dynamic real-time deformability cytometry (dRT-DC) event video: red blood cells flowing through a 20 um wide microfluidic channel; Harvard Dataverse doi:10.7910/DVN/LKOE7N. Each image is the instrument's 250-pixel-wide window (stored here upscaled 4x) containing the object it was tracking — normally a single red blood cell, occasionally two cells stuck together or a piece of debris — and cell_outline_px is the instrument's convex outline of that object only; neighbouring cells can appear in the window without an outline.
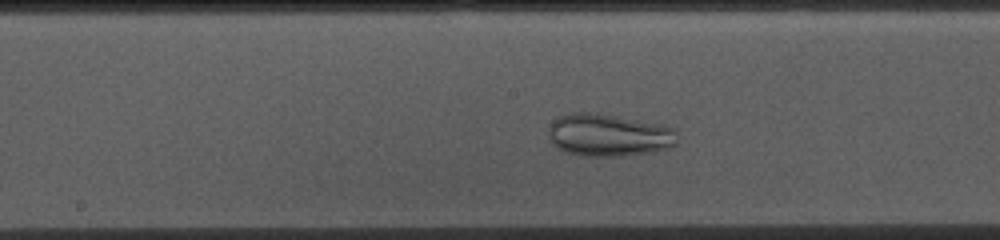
{"species": "common noctule bat (a hibernating species)", "species_latin": "Nyctalus noctula", "temperature_condition": "cold", "stored_images_in_passage": 42, "camera_frame_rate_fps": 3000, "um_per_image_px": 0.085, "animal": {"sex": "female", "body_mass_g": 10.0, "forearm_length_mm": 53.1}, "frame": {"image": 1, "passage_image": 23, "time_ms": 7.333, "image_size_px": [1000, 240], "cell_outline_px": [[676, 144], [668, 148], [652, 152], [624, 156], [576, 156], [564, 152], [556, 148], [552, 144], [548, 136], [548, 128], [552, 120], [560, 116], [572, 112], [596, 112], [660, 124], [672, 128], [676, 140]], "centroid_in_image_um": [51.65, 11.49], "position_along_channel_um": 196.5, "area_um2": 32.25}}
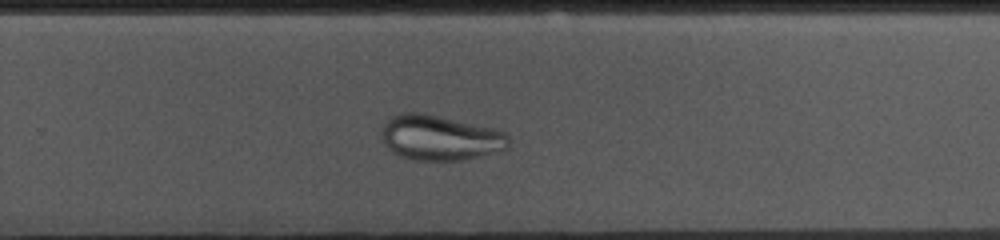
{"frame": {"image": 2, "passage_image": 31, "time_ms": 10.0, "image_size_px": [1000, 240], "cell_outline_px": [[508, 148], [464, 160], [412, 160], [392, 152], [388, 148], [384, 140], [384, 124], [392, 116], [404, 112], [420, 112], [440, 116], [492, 128], [504, 132], [508, 136]], "centroid_in_image_um": [37.41, 11.71], "position_along_channel_um": 292.4, "area_um2": 32.89}}
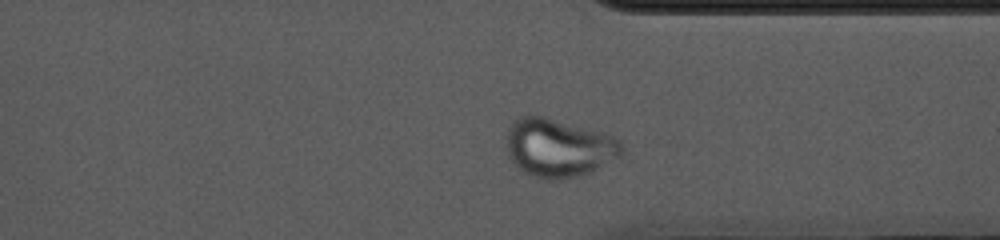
{"frame": {"image": 3, "passage_image": 37, "time_ms": 12.0, "image_size_px": [1000, 240], "cell_outline_px": [[624, 152], [620, 156], [588, 172], [576, 176], [552, 180], [548, 180], [524, 172], [516, 168], [508, 156], [504, 140], [508, 128], [520, 116], [544, 116], [616, 136], [624, 144]], "centroid_in_image_um": [47.46, 12.55], "position_along_channel_um": 363.9, "area_um2": 39.3}}